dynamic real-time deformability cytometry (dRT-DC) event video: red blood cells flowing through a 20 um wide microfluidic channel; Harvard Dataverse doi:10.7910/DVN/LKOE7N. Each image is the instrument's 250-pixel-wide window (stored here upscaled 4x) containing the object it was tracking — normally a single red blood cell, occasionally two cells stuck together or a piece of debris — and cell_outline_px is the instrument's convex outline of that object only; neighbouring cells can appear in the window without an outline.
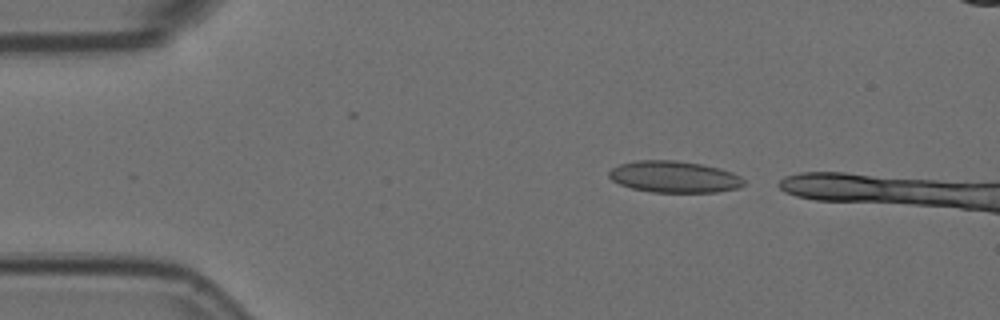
{"species": "Egyptian fruit bat (a non-hibernating species)", "species_latin": "Rousettus aegyptiacus", "temperature_condition": "room temperature", "stored_images_in_passage": 3, "camera_frame_rate_fps": 3000, "um_per_image_px": 0.085, "animal": {"sex": "female"}, "frame": {"image": 1, "passage_image": 1, "time_ms": 0.0, "image_size_px": [1000, 320], "cell_outline_px": [[744, 184], [740, 188], [716, 192], [652, 192], [632, 188], [620, 184], [612, 180], [608, 176], [608, 172], [612, 168], [620, 164], [636, 160], [676, 160], [700, 164], [720, 168], [732, 172], [740, 176], [744, 180]], "centroid_in_image_um": [57.31, 15.03], "position_along_channel_um": 27.7, "area_um2": 24.85}}